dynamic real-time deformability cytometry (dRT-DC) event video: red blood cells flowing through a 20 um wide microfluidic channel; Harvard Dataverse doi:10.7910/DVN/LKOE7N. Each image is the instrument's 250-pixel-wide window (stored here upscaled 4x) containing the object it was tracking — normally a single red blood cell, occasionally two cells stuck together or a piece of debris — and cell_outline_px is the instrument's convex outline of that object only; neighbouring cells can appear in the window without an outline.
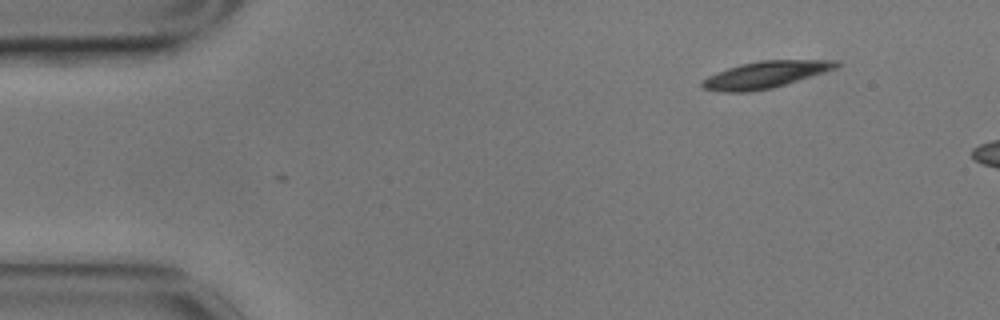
{"species": "common noctule bat (a hibernating species)", "species_latin": "Nyctalus noctula", "temperature_condition": "cold", "stored_images_in_passage": 2, "camera_frame_rate_fps": 3000, "um_per_image_px": 0.085, "animal": {"sex": "male", "body_mass_g": 17.9}, "frame": {"image": 1, "passage_image": 1, "time_ms": 0.0, "image_size_px": [1000, 320], "cell_outline_px": [[840, 64], [836, 68], [824, 72], [772, 88], [748, 92], [724, 92], [704, 88], [700, 84], [708, 76], [716, 72], [740, 64], [760, 60], [840, 60]], "centroid_in_image_um": [65.06, 6.34], "position_along_channel_um": 19.9, "area_um2": 20.75}}